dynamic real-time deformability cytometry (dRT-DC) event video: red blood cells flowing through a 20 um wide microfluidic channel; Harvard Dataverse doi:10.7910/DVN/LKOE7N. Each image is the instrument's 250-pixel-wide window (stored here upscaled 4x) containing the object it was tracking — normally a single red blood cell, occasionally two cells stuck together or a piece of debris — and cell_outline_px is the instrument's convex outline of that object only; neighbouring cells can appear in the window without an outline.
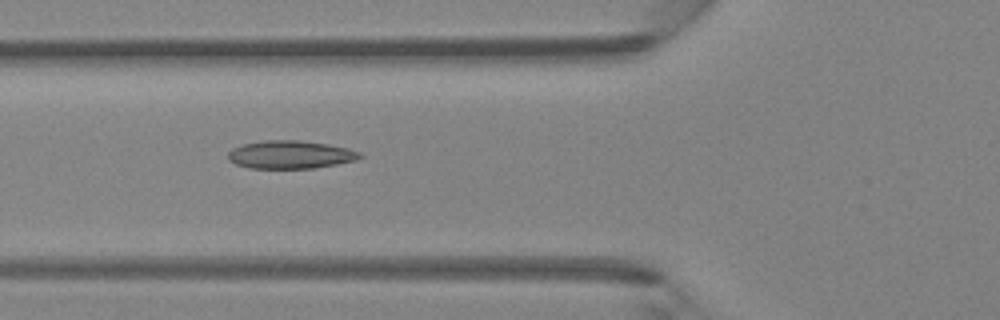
{"species": "Egyptian fruit bat (a non-hibernating species)", "species_latin": "Rousettus aegyptiacus", "temperature_condition": "room temperature", "stored_images_in_passage": 5, "camera_frame_rate_fps": 3000, "um_per_image_px": 0.085, "animal": {"sex": "female"}, "frame": {"image": 1, "passage_image": 4, "time_ms": 4.333, "image_size_px": [1000, 320], "cell_outline_px": [[364, 156], [356, 160], [336, 164], [312, 168], [248, 168], [236, 164], [228, 160], [228, 152], [232, 148], [244, 144], [264, 140], [296, 140], [328, 144], [348, 148], [360, 152]], "centroid_in_image_um": [24.68, 13.14], "position_along_channel_um": 101.1, "area_um2": 21.5}}
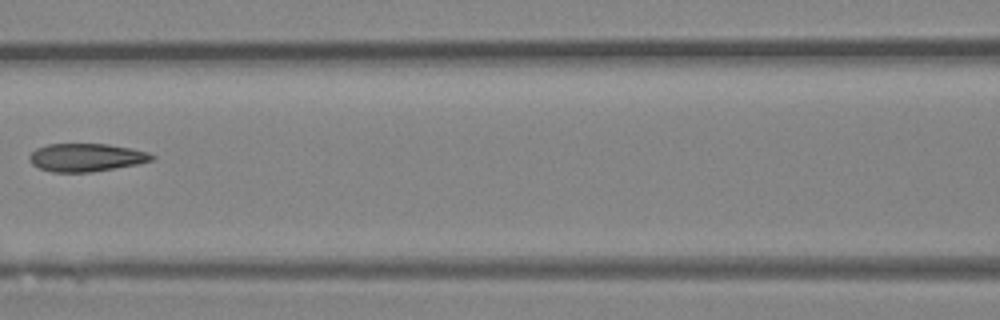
{"frame": {"image": 2, "passage_image": 5, "time_ms": 5.667, "image_size_px": [1000, 320], "cell_outline_px": [[156, 156], [152, 160], [136, 164], [92, 172], [52, 172], [40, 168], [32, 164], [28, 160], [28, 156], [36, 148], [48, 144], [108, 144], [132, 148], [148, 152]], "centroid_in_image_um": [7.31, 13.38], "position_along_channel_um": 159.3, "area_um2": 20.0}}